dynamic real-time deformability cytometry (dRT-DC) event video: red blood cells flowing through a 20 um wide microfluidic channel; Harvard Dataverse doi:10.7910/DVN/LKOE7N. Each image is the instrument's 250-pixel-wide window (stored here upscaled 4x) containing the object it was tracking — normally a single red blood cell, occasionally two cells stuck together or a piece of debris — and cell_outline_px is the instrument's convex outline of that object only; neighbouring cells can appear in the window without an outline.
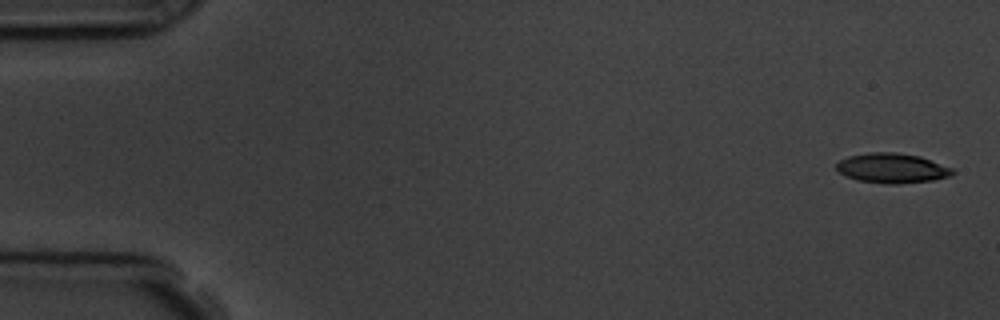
{"species": "common noctule bat (a hibernating species)", "species_latin": "Nyctalus noctula", "temperature_condition": "room temperature", "stored_images_in_passage": 5, "camera_frame_rate_fps": 3000, "um_per_image_px": 0.085, "animal": {"sex": "male", "body_mass_g": 19.5, "forearm_length_mm": 54.6}, "frame": {"image": 1, "passage_image": 1, "time_ms": 0.0, "image_size_px": [1000, 320], "cell_outline_px": [[956, 172], [952, 176], [932, 180], [896, 184], [884, 184], [856, 180], [840, 172], [836, 168], [836, 164], [840, 160], [848, 156], [868, 152], [896, 152], [920, 156], [952, 168]], "centroid_in_image_um": [75.84, 14.29], "position_along_channel_um": 9.2, "area_um2": 20.23}}
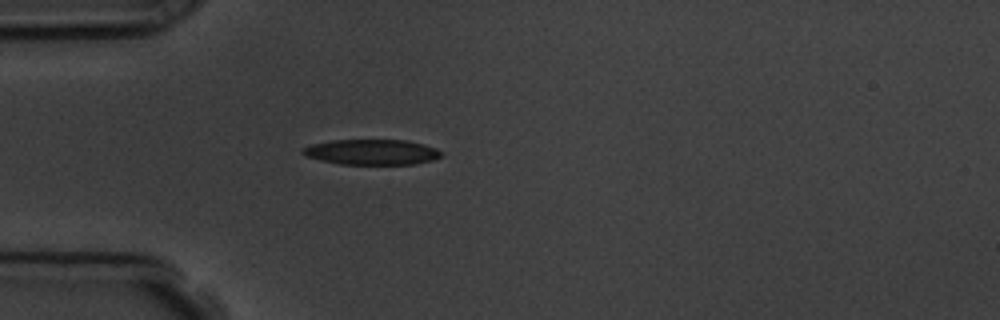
{"frame": {"image": 2, "passage_image": 5, "time_ms": 4.667, "image_size_px": [1000, 320], "cell_outline_px": [[444, 156], [432, 160], [412, 164], [340, 164], [320, 160], [304, 156], [300, 152], [304, 148], [312, 144], [332, 140], [408, 140], [424, 144], [436, 148], [444, 152]], "centroid_in_image_um": [31.63, 12.92], "position_along_channel_um": 53.4, "area_um2": 20.63}}